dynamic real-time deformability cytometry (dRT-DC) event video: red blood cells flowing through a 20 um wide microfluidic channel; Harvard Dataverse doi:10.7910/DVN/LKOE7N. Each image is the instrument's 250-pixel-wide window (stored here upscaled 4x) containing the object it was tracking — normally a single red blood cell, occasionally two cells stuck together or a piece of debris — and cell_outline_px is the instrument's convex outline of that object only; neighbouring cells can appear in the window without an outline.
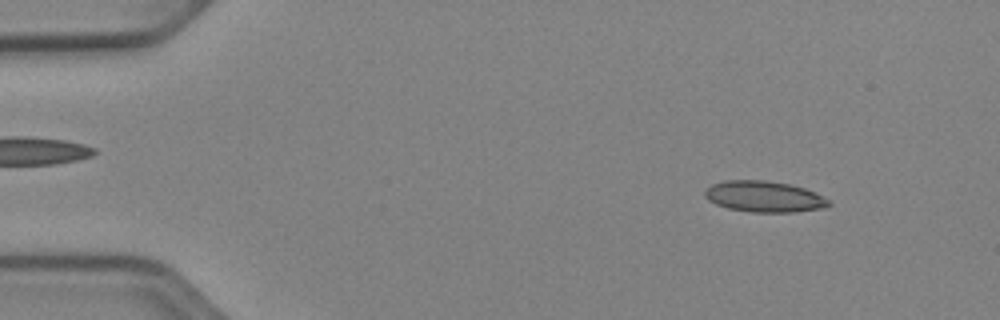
{"species": "Egyptian fruit bat (a non-hibernating species)", "species_latin": "Rousettus aegyptiacus", "temperature_condition": "cold", "stored_images_in_passage": 52, "camera_frame_rate_fps": 3000, "um_per_image_px": 0.085, "animal": {"sex": "female"}, "frame": {"image": 1, "passage_image": 6, "time_ms": 1.667, "image_size_px": [1000, 320], "cell_outline_px": [[832, 204], [824, 208], [792, 212], [752, 212], [728, 208], [716, 204], [708, 200], [704, 196], [704, 192], [712, 184], [724, 180], [764, 180], [792, 184], [816, 192], [828, 200]], "centroid_in_image_um": [64.96, 16.7], "position_along_channel_um": 20.0, "area_um2": 22.48}}
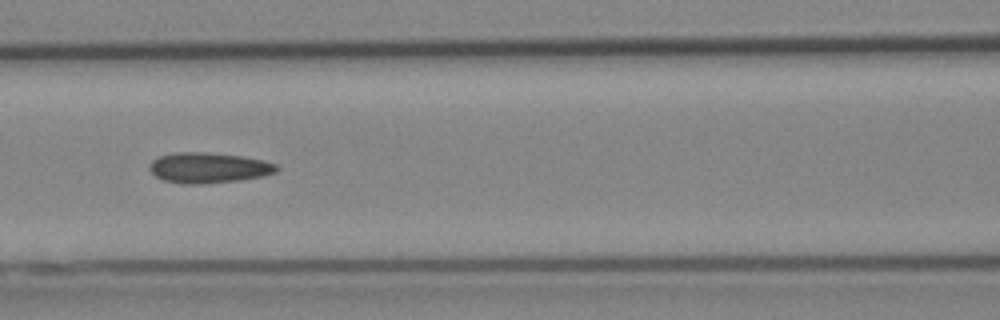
{"frame": {"image": 2, "passage_image": 23, "time_ms": 7.333, "image_size_px": [1000, 320], "cell_outline_px": [[280, 168], [276, 172], [260, 176], [236, 180], [200, 184], [184, 184], [164, 180], [156, 176], [148, 168], [148, 164], [152, 160], [160, 156], [176, 152], [208, 152], [240, 156], [260, 160], [276, 164]], "centroid_in_image_um": [17.68, 14.25], "position_along_channel_um": 148.9, "area_um2": 22.31}}
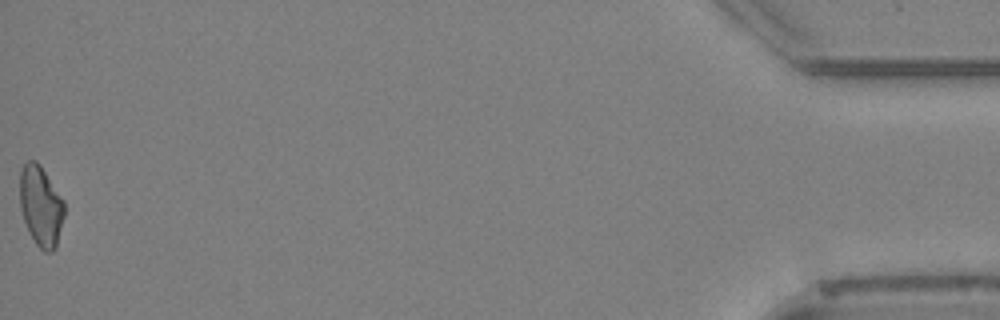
{"frame": {"image": 3, "passage_image": 52, "time_ms": 17.0, "image_size_px": [1000, 320], "cell_outline_px": [[64, 216], [56, 248], [52, 252], [44, 252], [36, 244], [24, 220], [20, 208], [20, 168], [28, 160], [36, 160], [40, 164], [64, 200]], "centroid_in_image_um": [3.48, 17.49], "position_along_channel_um": 431.7, "area_um2": 20.87}, "authors_computed_cell_mechanics": {"area_um2": 21.3282, "velocity_mm_per_s": 3.9341, "shape_relaxation_time_tau1_ms": null, "shape_relaxation_time_tau2_ms": 8.018, "deformation_change_tau1": null, "deformation_change_tau2": 0.1733}}